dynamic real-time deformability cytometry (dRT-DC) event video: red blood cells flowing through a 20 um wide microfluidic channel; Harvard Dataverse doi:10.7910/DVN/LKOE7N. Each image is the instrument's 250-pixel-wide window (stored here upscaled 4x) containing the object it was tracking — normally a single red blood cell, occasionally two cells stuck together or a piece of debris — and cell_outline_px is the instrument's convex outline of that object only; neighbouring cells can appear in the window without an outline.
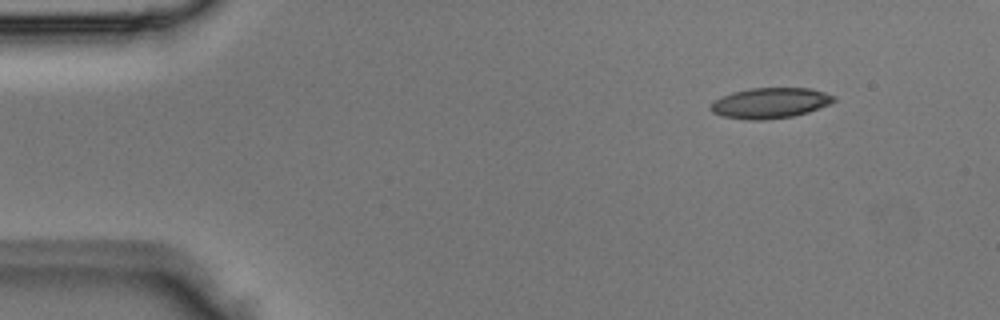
{"species": "Egyptian fruit bat (a non-hibernating species)", "species_latin": "Rousettus aegyptiacus", "temperature_condition": "room temperature", "stored_images_in_passage": 4, "segment_of_instrument_passage": [1, 2], "camera_frame_rate_fps": 3000, "um_per_image_px": 0.085, "animal": {"sex": "male"}, "frame": {"image": 1, "passage_image": 1, "time_ms": 0.0, "image_size_px": [1000, 320], "cell_outline_px": [[836, 100], [828, 104], [808, 112], [792, 116], [764, 120], [748, 120], [724, 116], [712, 112], [712, 104], [716, 100], [732, 92], [752, 88], [808, 88], [824, 92], [836, 96]], "centroid_in_image_um": [65.5, 8.75], "position_along_channel_um": 19.5, "area_um2": 21.56}}